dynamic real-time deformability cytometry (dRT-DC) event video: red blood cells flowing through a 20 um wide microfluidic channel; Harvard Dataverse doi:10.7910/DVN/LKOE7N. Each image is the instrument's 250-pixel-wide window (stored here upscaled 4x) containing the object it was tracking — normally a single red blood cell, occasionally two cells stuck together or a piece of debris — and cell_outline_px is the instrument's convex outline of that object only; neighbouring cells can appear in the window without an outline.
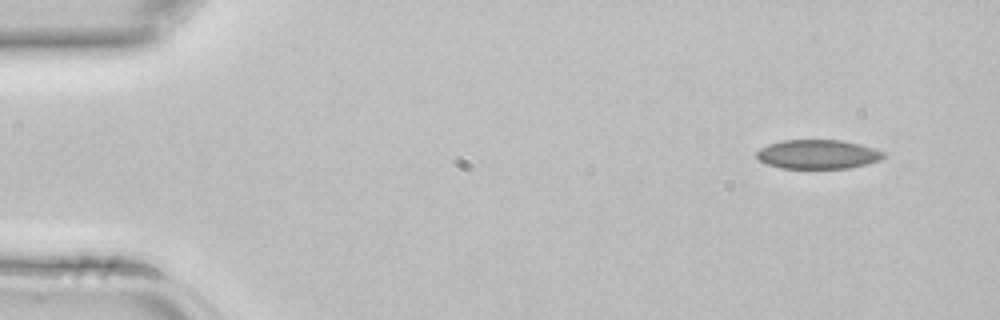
{"species": "common noctule bat (a hibernating species)", "species_latin": "Nyctalus noctula", "temperature_condition": "room temperature", "stored_images_in_passage": 3, "camera_frame_rate_fps": 3000, "um_per_image_px": 0.085, "animal": {"sex": "female", "body_mass_g": 22.7, "forearm_length_mm": 54.2}, "frame": {"image": 1, "passage_image": 1, "time_ms": 0.0, "image_size_px": [1000, 320], "cell_outline_px": [[884, 156], [880, 160], [868, 164], [848, 168], [780, 168], [768, 164], [760, 160], [756, 156], [756, 152], [760, 148], [768, 144], [784, 140], [844, 140], [860, 144], [884, 152]], "centroid_in_image_um": [69.51, 13.11], "position_along_channel_um": 15.5, "area_um2": 21.5}}
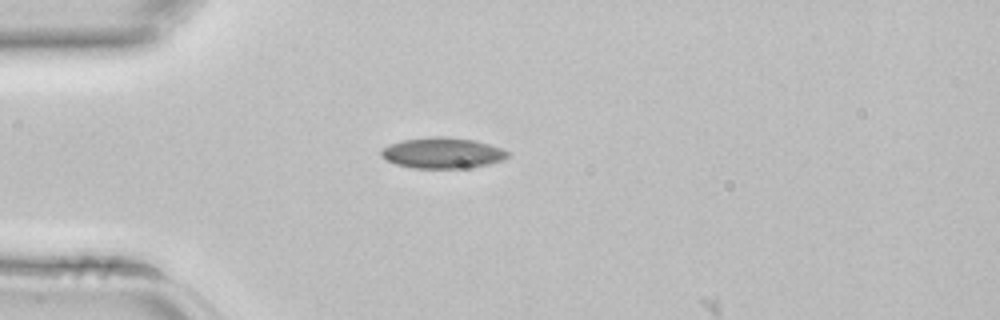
{"frame": {"image": 2, "passage_image": 3, "time_ms": 0.667, "image_size_px": [1000, 320], "cell_outline_px": [[508, 156], [504, 160], [488, 164], [464, 168], [412, 168], [396, 164], [380, 156], [380, 152], [384, 148], [392, 144], [404, 140], [432, 136], [448, 136], [472, 140], [488, 144], [500, 148], [508, 152]], "centroid_in_image_um": [37.61, 13.0], "position_along_channel_um": 47.4, "area_um2": 22.48}}